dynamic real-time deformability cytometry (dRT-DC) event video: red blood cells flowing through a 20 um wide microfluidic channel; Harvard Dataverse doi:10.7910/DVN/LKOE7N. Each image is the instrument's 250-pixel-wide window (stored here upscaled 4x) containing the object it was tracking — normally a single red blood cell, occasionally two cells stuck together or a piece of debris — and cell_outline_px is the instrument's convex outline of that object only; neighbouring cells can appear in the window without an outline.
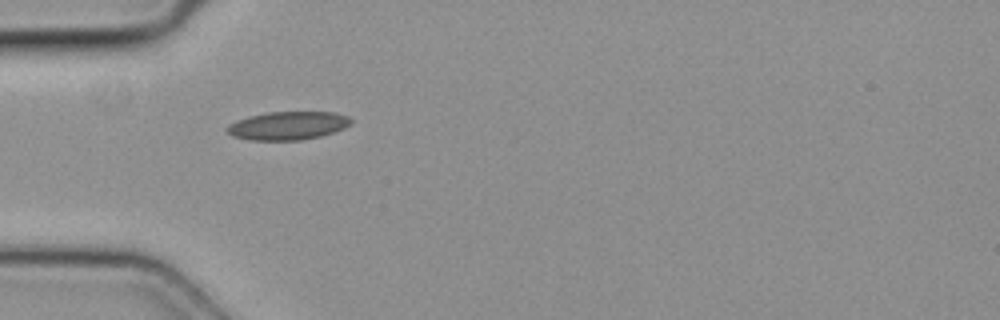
{"species": "common noctule bat (a hibernating species)", "species_latin": "Nyctalus noctula", "temperature_condition": "cold", "stored_images_in_passage": 2, "camera_frame_rate_fps": 3000, "um_per_image_px": 0.085, "animal": {"sex": "female", "body_mass_g": 19.3, "forearm_length_mm": 54.1}, "frame": {"image": 1, "passage_image": 1, "time_ms": 0.0, "image_size_px": [1000, 320], "cell_outline_px": [[352, 124], [344, 128], [320, 136], [300, 140], [248, 140], [232, 136], [224, 128], [228, 124], [236, 120], [248, 116], [268, 112], [336, 112], [348, 116], [352, 120]], "centroid_in_image_um": [24.44, 10.67], "position_along_channel_um": 60.6, "area_um2": 20.58}}
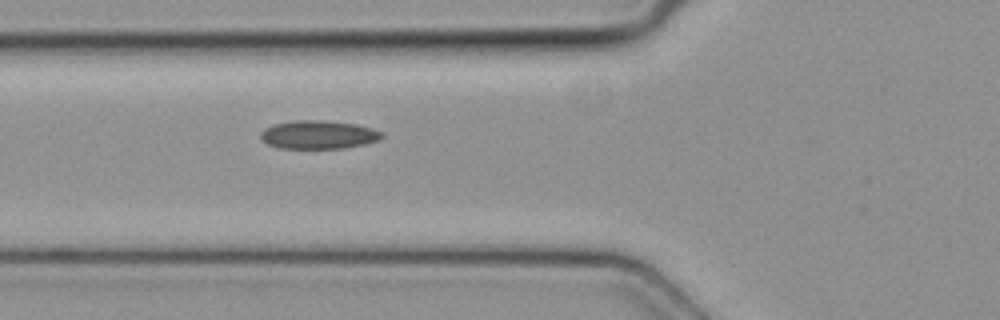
{"frame": {"image": 2, "passage_image": 2, "time_ms": 0.333, "image_size_px": [1000, 320], "cell_outline_px": [[384, 136], [380, 140], [364, 144], [344, 148], [280, 148], [268, 144], [260, 140], [260, 132], [264, 128], [272, 124], [292, 120], [320, 120], [356, 124], [372, 128], [384, 132]], "centroid_in_image_um": [27.05, 11.44], "position_along_channel_um": 98.7, "area_um2": 20.29}}